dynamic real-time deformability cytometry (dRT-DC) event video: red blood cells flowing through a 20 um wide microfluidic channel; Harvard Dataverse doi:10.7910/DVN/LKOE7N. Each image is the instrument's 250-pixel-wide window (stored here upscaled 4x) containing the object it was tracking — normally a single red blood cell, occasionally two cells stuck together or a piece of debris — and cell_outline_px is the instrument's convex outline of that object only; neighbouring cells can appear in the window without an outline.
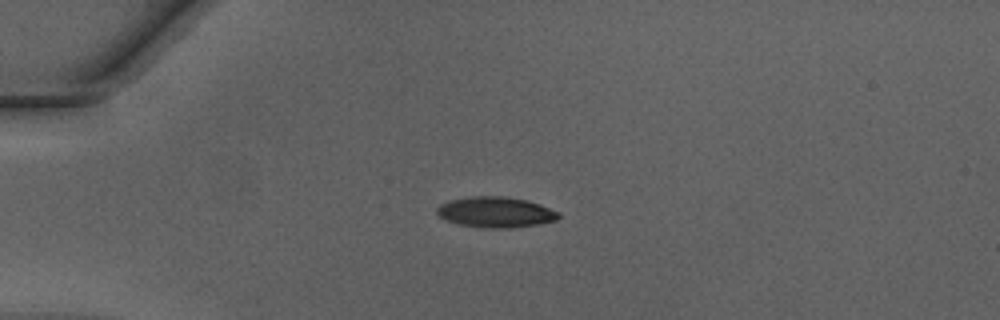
{"species": "Egyptian fruit bat (a non-hibernating species)", "species_latin": "Rousettus aegyptiacus", "temperature_condition": "warm", "stored_images_in_passage": 33, "camera_frame_rate_fps": 3000, "um_per_image_px": 0.085, "animal": {"sex": "male"}, "frame": {"image": 1, "passage_image": 1, "time_ms": 0.0, "image_size_px": [1000, 320], "cell_outline_px": [[560, 216], [556, 220], [536, 224], [508, 228], [492, 228], [460, 224], [444, 220], [436, 212], [436, 208], [440, 204], [448, 200], [472, 196], [504, 196], [528, 200], [540, 204], [560, 212]], "centroid_in_image_um": [42.12, 18.01], "position_along_channel_um": 42.9, "area_um2": 21.68}}
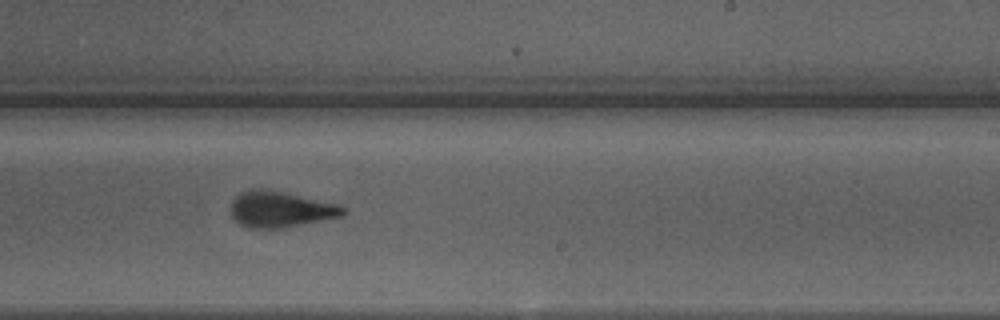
{"frame": {"image": 2, "passage_image": 19, "time_ms": 6.0, "image_size_px": [1000, 320], "cell_outline_px": [[348, 212], [340, 216], [280, 228], [248, 228], [240, 224], [232, 216], [232, 200], [240, 192], [248, 188], [260, 188], [280, 192], [336, 204], [348, 208]], "centroid_in_image_um": [23.79, 17.79], "position_along_channel_um": 265.2, "area_um2": 23.06}}
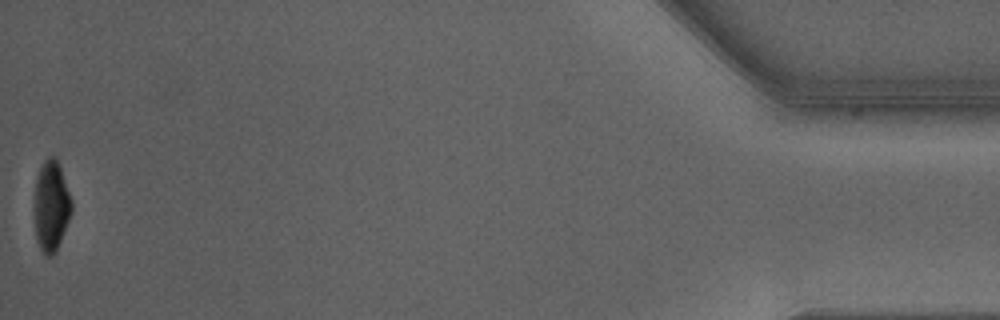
{"frame": {"image": 3, "passage_image": 33, "time_ms": 10.667, "image_size_px": [1000, 320], "cell_outline_px": [[72, 212], [60, 240], [52, 256], [44, 256], [36, 240], [36, 176], [44, 160], [48, 156], [52, 156], [56, 160], [60, 168], [72, 200]], "centroid_in_image_um": [4.37, 17.51], "position_along_channel_um": 430.8, "area_um2": 19.02}, "authors_computed_cell_mechanics": {"area_um2": 22.9466, "velocity_mm_per_s": 4.2706, "shape_relaxation_time_tau1_ms": 3.6311, "shape_relaxation_time_tau2_ms": 1.3169, "deformation_change_tau1": 0.1836, "deformation_change_tau2": 0.0902}}